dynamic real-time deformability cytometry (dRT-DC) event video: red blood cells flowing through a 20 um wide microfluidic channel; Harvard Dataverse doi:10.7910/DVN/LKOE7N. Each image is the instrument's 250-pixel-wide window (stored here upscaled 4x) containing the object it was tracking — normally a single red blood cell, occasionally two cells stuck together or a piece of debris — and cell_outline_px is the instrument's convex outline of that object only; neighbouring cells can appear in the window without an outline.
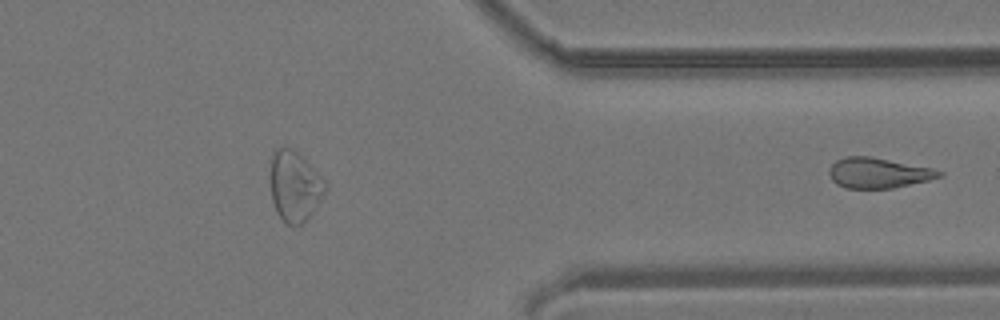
{"species": "common noctule bat (a hibernating species)", "species_latin": "Nyctalus noctula", "temperature_condition": "room temperature", "stored_images_in_passage": 23, "segment_of_instrument_passage": [2, 2], "camera_frame_rate_fps": 3000, "um_per_image_px": 0.085, "animal": {"sex": "male", "body_mass_g": 19.2, "forearm_length_mm": 51.8}, "frame": {"image": 1, "passage_image": 23, "time_ms": 7.333, "image_size_px": [1000, 320], "cell_outline_px": [[944, 176], [928, 180], [892, 188], [844, 188], [836, 184], [832, 180], [828, 172], [828, 168], [836, 160], [848, 156], [872, 156], [932, 168], [944, 172]], "centroid_in_image_um": [74.64, 14.69], "position_along_channel_um": 336.8, "area_um2": 19.54}}